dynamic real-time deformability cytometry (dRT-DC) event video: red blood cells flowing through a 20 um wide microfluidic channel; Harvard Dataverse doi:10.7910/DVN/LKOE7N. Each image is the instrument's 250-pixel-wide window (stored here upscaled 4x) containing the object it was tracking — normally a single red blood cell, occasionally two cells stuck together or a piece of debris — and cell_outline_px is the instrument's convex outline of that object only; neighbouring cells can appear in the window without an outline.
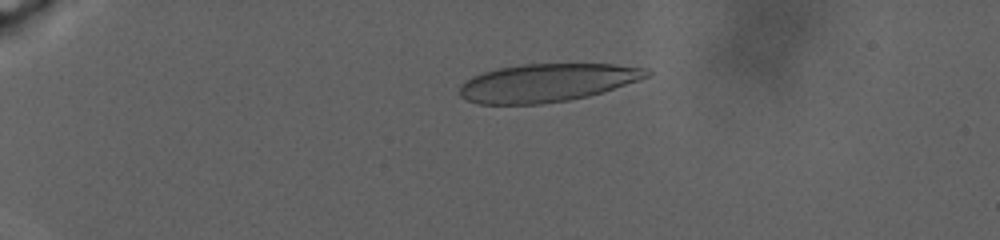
{"species": "human", "species_latin": "Homo sapiens", "temperature_condition": "warm", "stored_images_in_passage": 72, "camera_frame_rate_fps": 3000, "um_per_image_px": 0.085, "donor": {"sex": "male"}, "frame": {"image": 1, "passage_image": 3, "time_ms": 0.667, "image_size_px": [1000, 240], "cell_outline_px": [[652, 76], [640, 80], [588, 96], [568, 100], [540, 104], [480, 104], [468, 100], [460, 96], [460, 84], [472, 76], [496, 68], [520, 64], [612, 64], [648, 68], [652, 72]], "centroid_in_image_um": [46.52, 7.02], "position_along_channel_um": 38.5, "area_um2": 41.62}}
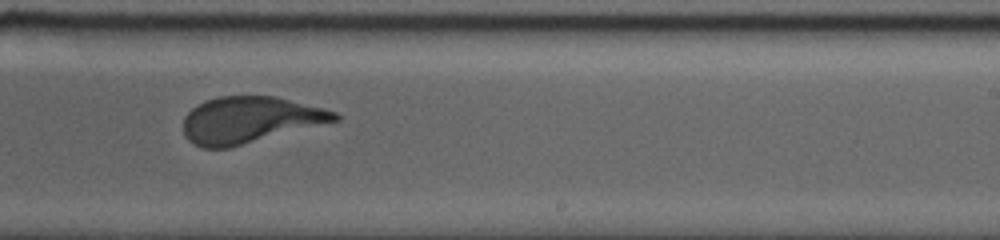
{"frame": {"image": 2, "passage_image": 41, "time_ms": 15.0, "image_size_px": [1000, 240], "cell_outline_px": [[340, 120], [228, 148], [200, 148], [188, 140], [184, 136], [184, 116], [192, 108], [204, 100], [220, 96], [276, 96], [336, 112], [340, 116]], "centroid_in_image_um": [21.2, 10.19], "position_along_channel_um": 267.8, "area_um2": 40.81}}
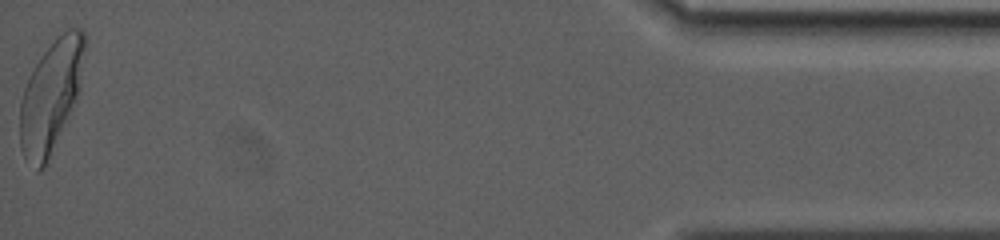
{"frame": {"image": 3, "passage_image": 72, "time_ms": 26.0, "image_size_px": [1000, 240], "cell_outline_px": [[84, 48], [80, 92], [44, 168], [40, 172], [36, 172], [24, 160], [20, 148], [20, 100], [28, 76], [44, 52], [68, 28], [80, 28], [84, 32]], "centroid_in_image_um": [4.29, 8.25], "position_along_channel_um": 430.9, "area_um2": 41.85}}